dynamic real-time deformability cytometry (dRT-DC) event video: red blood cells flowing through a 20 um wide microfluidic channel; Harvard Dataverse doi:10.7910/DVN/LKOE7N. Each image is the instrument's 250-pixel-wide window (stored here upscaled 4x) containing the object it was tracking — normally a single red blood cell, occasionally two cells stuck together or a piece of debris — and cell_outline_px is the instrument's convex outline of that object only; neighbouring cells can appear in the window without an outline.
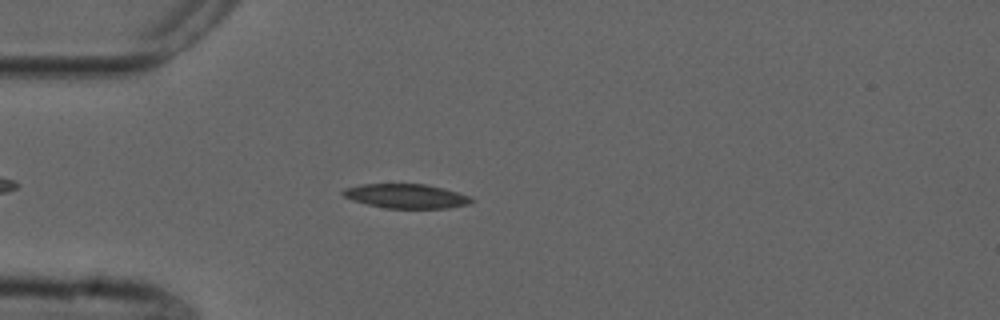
{"species": "common noctule bat (a hibernating species)", "species_latin": "Nyctalus noctula", "temperature_condition": "cold", "stored_images_in_passage": 48, "camera_frame_rate_fps": 3000, "um_per_image_px": 0.085, "animal": {"sex": "male", "forearm_length_mm": 52.5}, "frame": {"image": 1, "passage_image": 9, "time_ms": 2.667, "image_size_px": [1000, 320], "cell_outline_px": [[476, 200], [472, 204], [448, 208], [388, 208], [368, 204], [352, 200], [344, 196], [340, 192], [344, 188], [360, 184], [424, 184], [444, 188], [472, 196]], "centroid_in_image_um": [34.58, 16.66], "position_along_channel_um": 50.4, "area_um2": 18.38}}
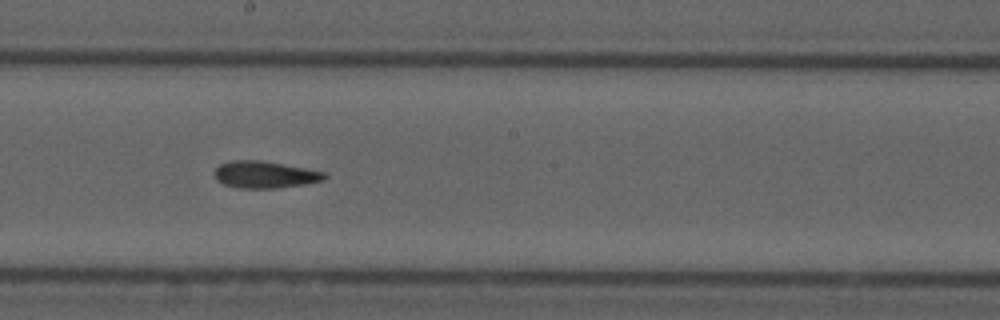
{"frame": {"image": 2, "passage_image": 24, "time_ms": 7.667, "image_size_px": [1000, 320], "cell_outline_px": [[328, 176], [324, 180], [304, 184], [276, 188], [240, 188], [224, 184], [216, 180], [216, 168], [220, 164], [232, 160], [260, 160], [304, 168], [324, 172]], "centroid_in_image_um": [22.51, 14.84], "position_along_channel_um": 225.7, "area_um2": 17.05}}
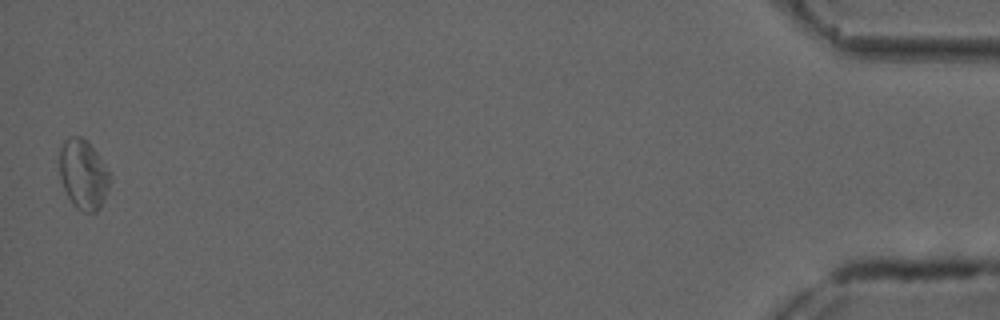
{"frame": {"image": 3, "passage_image": 48, "time_ms": 15.667, "image_size_px": [1000, 320], "cell_outline_px": [[112, 180], [104, 200], [100, 208], [96, 212], [84, 212], [76, 208], [72, 204], [60, 180], [60, 148], [64, 140], [68, 136], [80, 136], [88, 140], [112, 176]], "centroid_in_image_um": [7.09, 14.82], "position_along_channel_um": 428.1, "area_um2": 20.75}, "authors_computed_cell_mechanics": {"area_um2": 18.0047, "velocity_mm_per_s": 3.7311, "shape_relaxation_time_tau1_ms": 10.3469, "shape_relaxation_time_tau2_ms": null, "deformation_change_tau1": 0.1855, "deformation_change_tau2": null}}